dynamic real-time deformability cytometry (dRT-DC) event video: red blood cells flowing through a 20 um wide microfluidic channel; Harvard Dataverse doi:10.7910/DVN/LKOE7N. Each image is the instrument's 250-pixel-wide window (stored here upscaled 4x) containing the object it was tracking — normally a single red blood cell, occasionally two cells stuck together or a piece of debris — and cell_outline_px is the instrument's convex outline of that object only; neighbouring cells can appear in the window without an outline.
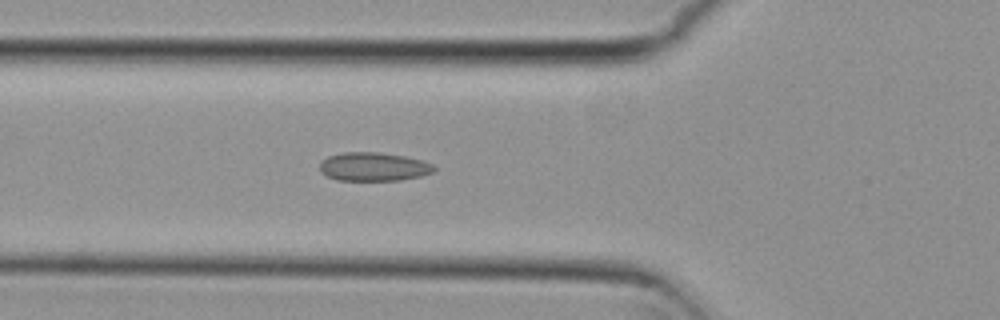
{"species": "common noctule bat (a hibernating species)", "species_latin": "Nyctalus noctula", "temperature_condition": "cold", "stored_images_in_passage": 3, "camera_frame_rate_fps": 3000, "um_per_image_px": 0.085, "animal": {"sex": "female", "body_mass_g": 29.2, "forearm_length_mm": 56.3}, "frame": {"image": 1, "passage_image": 3, "time_ms": 0.667, "image_size_px": [1000, 320], "cell_outline_px": [[436, 172], [420, 176], [400, 180], [336, 180], [320, 172], [320, 160], [328, 156], [344, 152], [380, 152], [404, 156], [420, 160], [432, 164], [436, 168]], "centroid_in_image_um": [31.74, 14.17], "position_along_channel_um": 94.1, "area_um2": 19.13}}